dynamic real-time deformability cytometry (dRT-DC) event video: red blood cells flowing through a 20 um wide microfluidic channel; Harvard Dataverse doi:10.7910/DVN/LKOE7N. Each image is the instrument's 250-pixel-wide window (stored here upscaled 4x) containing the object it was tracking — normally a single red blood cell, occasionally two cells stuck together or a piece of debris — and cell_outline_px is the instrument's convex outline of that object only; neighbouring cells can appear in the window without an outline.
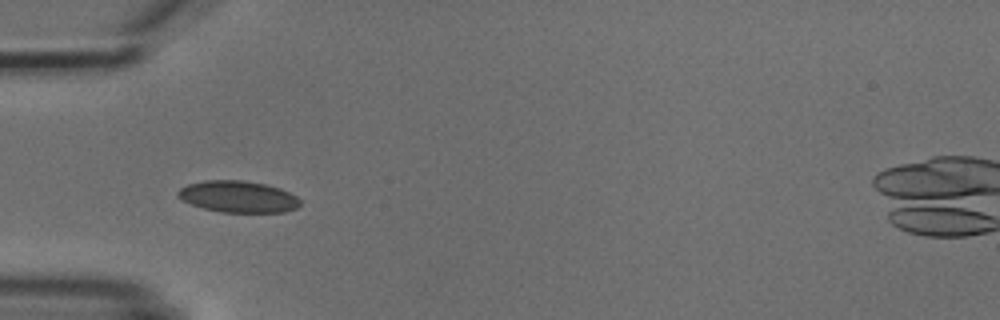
{"species": "common noctule bat (a hibernating species)", "species_latin": "Nyctalus noctula", "temperature_condition": "cold", "stored_images_in_passage": 2, "camera_frame_rate_fps": 3000, "um_per_image_px": 0.085, "animal": {"sex": "male", "body_mass_g": 18.8}, "frame": {"image": 1, "passage_image": 1, "time_ms": 0.0, "image_size_px": [1000, 320], "cell_outline_px": [[300, 204], [296, 208], [284, 212], [220, 212], [204, 208], [180, 200], [176, 196], [176, 192], [180, 188], [188, 184], [204, 180], [244, 180], [264, 184], [280, 188], [296, 196], [300, 200]], "centroid_in_image_um": [20.2, 16.71], "position_along_channel_um": 64.8, "area_um2": 22.54}}
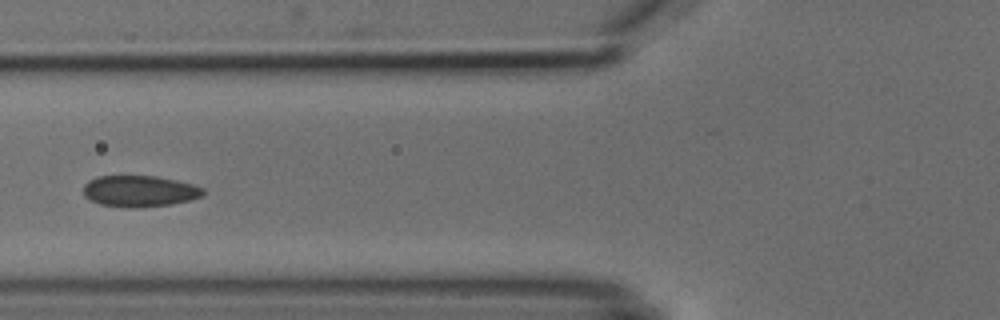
{"frame": {"image": 2, "passage_image": 2, "time_ms": 1.333, "image_size_px": [1000, 320], "cell_outline_px": [[204, 196], [172, 204], [136, 208], [124, 208], [100, 204], [84, 196], [84, 184], [88, 180], [96, 176], [156, 176], [176, 180], [192, 184], [204, 188]], "centroid_in_image_um": [11.86, 16.25], "position_along_channel_um": 113.9, "area_um2": 21.96}}